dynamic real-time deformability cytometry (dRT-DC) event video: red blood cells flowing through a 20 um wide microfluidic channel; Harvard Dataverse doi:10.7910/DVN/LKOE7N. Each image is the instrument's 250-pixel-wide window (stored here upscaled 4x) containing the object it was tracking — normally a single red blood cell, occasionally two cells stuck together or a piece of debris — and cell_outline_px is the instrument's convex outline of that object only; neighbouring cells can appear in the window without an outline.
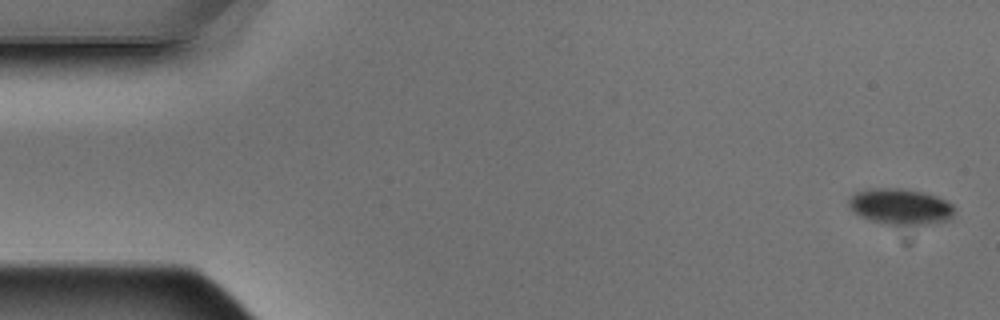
{"species": "Egyptian fruit bat (a non-hibernating species)", "species_latin": "Rousettus aegyptiacus", "temperature_condition": "warm", "stored_images_in_passage": 5, "camera_frame_rate_fps": 3000, "um_per_image_px": 0.085, "animal": {"sex": "male"}, "frame": {"image": 1, "passage_image": 1, "time_ms": 0.0, "image_size_px": [1000, 320], "cell_outline_px": [[956, 208], [952, 216], [948, 220], [928, 224], [888, 224], [872, 220], [860, 216], [848, 204], [848, 200], [856, 192], [868, 188], [900, 188], [920, 192], [936, 196], [952, 204]], "centroid_in_image_um": [76.55, 17.55], "position_along_channel_um": 8.5, "area_um2": 21.79}}
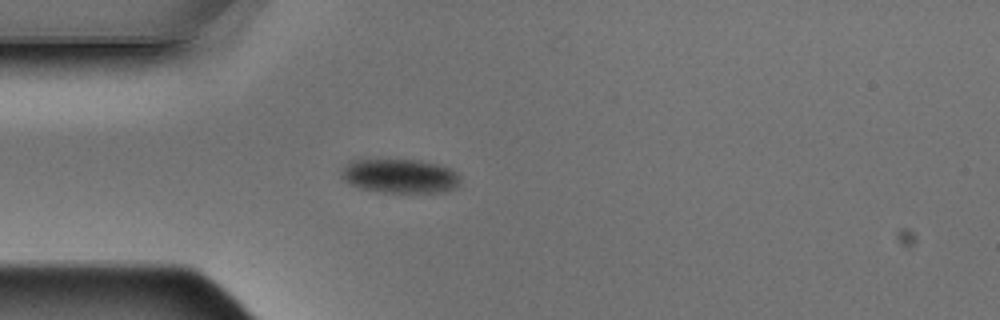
{"frame": {"image": 2, "passage_image": 5, "time_ms": 1.333, "image_size_px": [1000, 320], "cell_outline_px": [[460, 184], [456, 188], [448, 192], [380, 192], [360, 188], [344, 180], [340, 176], [340, 172], [352, 160], [420, 160], [436, 164], [448, 168], [456, 172], [460, 176]], "centroid_in_image_um": [34.03, 14.97], "position_along_channel_um": 51.0, "area_um2": 23.58}}